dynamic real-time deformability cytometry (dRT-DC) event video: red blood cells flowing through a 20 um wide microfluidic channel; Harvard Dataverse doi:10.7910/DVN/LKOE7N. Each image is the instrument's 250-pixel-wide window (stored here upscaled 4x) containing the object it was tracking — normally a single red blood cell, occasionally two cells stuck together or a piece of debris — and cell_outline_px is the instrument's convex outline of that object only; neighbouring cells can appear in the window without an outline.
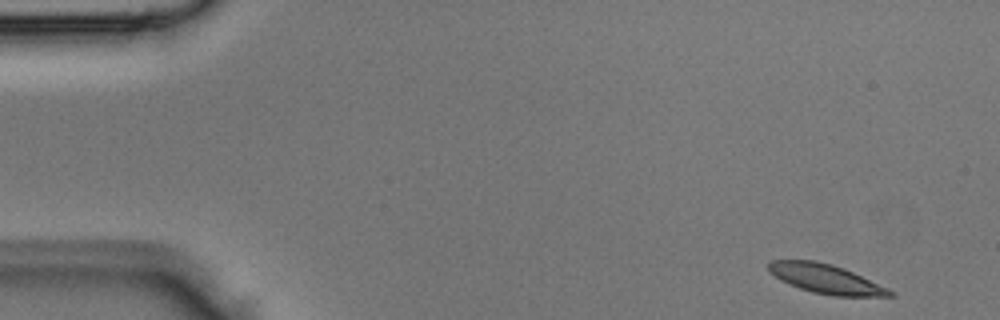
{"species": "Egyptian fruit bat (a non-hibernating species)", "species_latin": "Rousettus aegyptiacus", "temperature_condition": "room temperature", "stored_images_in_passage": 4, "segment_of_instrument_passage": [1, 2], "camera_frame_rate_fps": 3000, "um_per_image_px": 0.085, "animal": {"sex": "male"}, "frame": {"image": 1, "passage_image": 1, "time_ms": 0.0, "image_size_px": [1000, 320], "cell_outline_px": [[896, 296], [832, 296], [812, 292], [788, 284], [780, 280], [768, 272], [768, 260], [816, 260], [832, 264], [844, 268], [888, 288]], "centroid_in_image_um": [70.15, 23.69], "position_along_channel_um": 14.9, "area_um2": 20.75}}
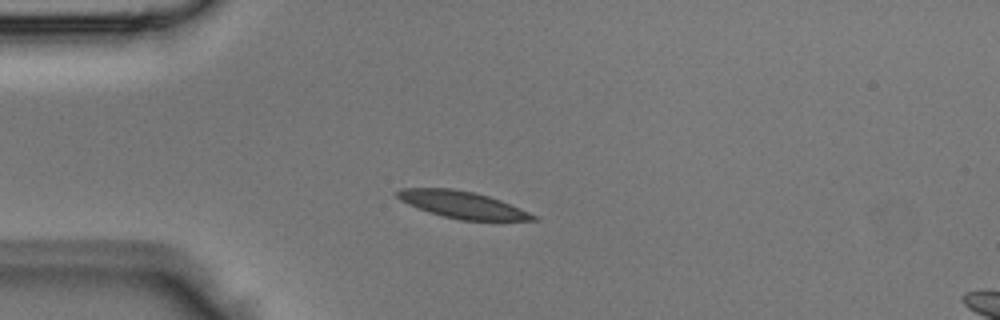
{"frame": {"image": 2, "passage_image": 3, "time_ms": 0.667, "image_size_px": [1000, 320], "cell_outline_px": [[540, 220], [460, 220], [428, 212], [408, 204], [400, 200], [396, 196], [396, 192], [400, 188], [452, 188], [476, 192], [500, 200], [540, 216]], "centroid_in_image_um": [39.32, 17.4], "position_along_channel_um": 45.7, "area_um2": 21.39}}